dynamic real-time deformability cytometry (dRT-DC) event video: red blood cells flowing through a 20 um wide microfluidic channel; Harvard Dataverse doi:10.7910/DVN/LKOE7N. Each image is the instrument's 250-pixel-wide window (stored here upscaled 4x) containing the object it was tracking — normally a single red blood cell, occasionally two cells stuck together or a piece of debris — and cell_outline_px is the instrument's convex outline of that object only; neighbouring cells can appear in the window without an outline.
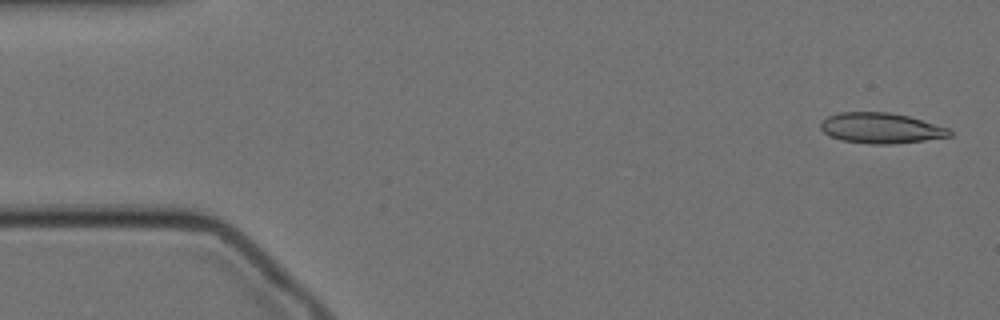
{"species": "Egyptian fruit bat (a non-hibernating species)", "species_latin": "Rousettus aegyptiacus", "temperature_condition": "cold", "stored_images_in_passage": 54, "camera_frame_rate_fps": 3000, "um_per_image_px": 0.085, "animal": {"sex": "female"}, "frame": {"image": 1, "passage_image": 2, "time_ms": 0.333, "image_size_px": [1000, 320], "cell_outline_px": [[952, 136], [924, 140], [892, 144], [868, 144], [844, 140], [832, 136], [824, 132], [820, 128], [820, 124], [828, 116], [840, 112], [888, 112], [908, 116], [948, 128], [952, 132]], "centroid_in_image_um": [74.89, 10.89], "position_along_channel_um": 10.1, "area_um2": 22.66}}
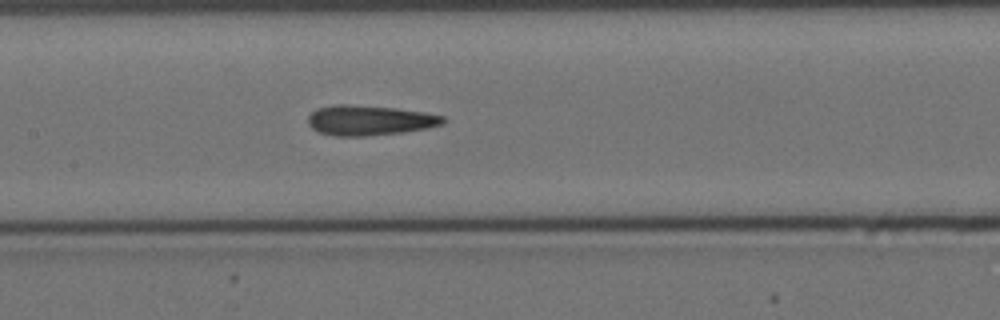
{"frame": {"image": 2, "passage_image": 26, "time_ms": 8.333, "image_size_px": [1000, 320], "cell_outline_px": [[444, 124], [428, 128], [404, 132], [364, 136], [332, 136], [320, 132], [312, 128], [308, 124], [308, 116], [316, 108], [332, 104], [348, 104], [396, 108], [424, 112], [444, 116]], "centroid_in_image_um": [31.39, 10.22], "position_along_channel_um": 176.0, "area_um2": 23.81}}
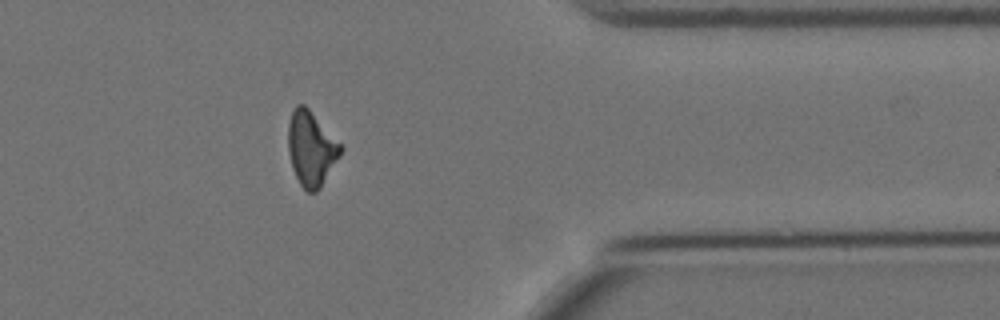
{"frame": {"image": 3, "passage_image": 46, "time_ms": 15.0, "image_size_px": [1000, 320], "cell_outline_px": [[344, 148], [340, 156], [320, 188], [316, 192], [308, 192], [300, 184], [292, 168], [288, 152], [288, 120], [292, 108], [296, 104], [304, 104], [308, 108]], "centroid_in_image_um": [26.43, 12.61], "position_along_channel_um": 385.0, "area_um2": 22.77}, "authors_computed_cell_mechanics": {"area_um2": 23.2067, "velocity_mm_per_s": 3.4367, "shape_relaxation_time_tau1_ms": null, "shape_relaxation_time_tau2_ms": 4.6249, "deformation_change_tau1": null, "deformation_change_tau2": 0.1559}}